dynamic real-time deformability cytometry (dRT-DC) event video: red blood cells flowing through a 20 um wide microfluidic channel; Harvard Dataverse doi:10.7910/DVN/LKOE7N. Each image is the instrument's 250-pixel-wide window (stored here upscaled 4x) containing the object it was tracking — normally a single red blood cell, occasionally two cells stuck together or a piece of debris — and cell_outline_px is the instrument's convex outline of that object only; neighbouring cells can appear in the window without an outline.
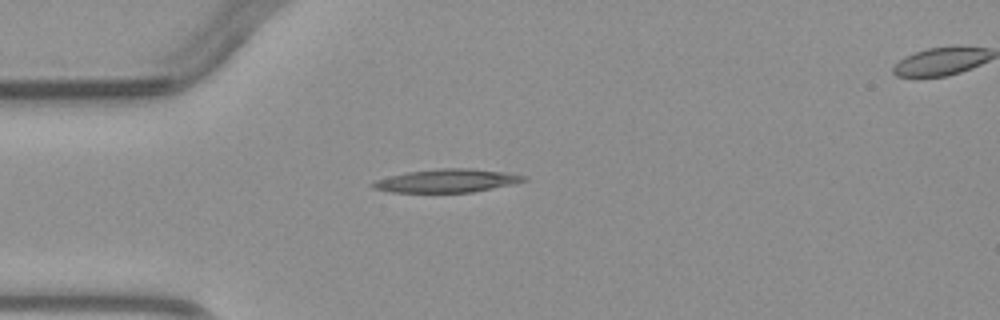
{"species": "common noctule bat (a hibernating species)", "species_latin": "Nyctalus noctula", "temperature_condition": "warm", "stored_images_in_passage": 4, "camera_frame_rate_fps": 3000, "um_per_image_px": 0.085, "animal": {"sex": "male", "body_mass_g": 23.1, "forearm_length_mm": 52.7}, "frame": {"image": 1, "passage_image": 3, "time_ms": 4.0, "image_size_px": [1000, 320], "cell_outline_px": [[528, 180], [512, 184], [472, 192], [392, 192], [372, 188], [368, 184], [376, 180], [408, 172], [440, 168], [472, 168], [504, 172], [528, 176]], "centroid_in_image_um": [38.0, 15.36], "position_along_channel_um": 47.0, "area_um2": 20.35}}